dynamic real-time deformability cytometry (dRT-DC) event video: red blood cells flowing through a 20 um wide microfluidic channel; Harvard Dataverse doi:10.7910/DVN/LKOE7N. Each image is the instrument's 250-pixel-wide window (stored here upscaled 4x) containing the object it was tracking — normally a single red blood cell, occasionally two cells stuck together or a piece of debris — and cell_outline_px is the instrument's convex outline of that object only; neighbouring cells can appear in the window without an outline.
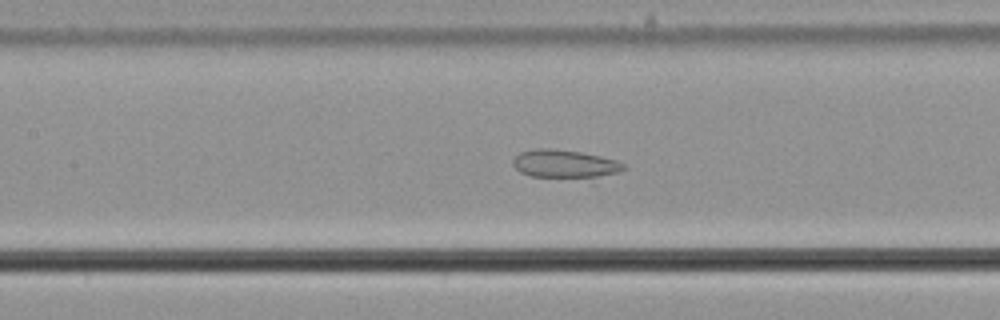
{"species": "common noctule bat (a hibernating species)", "species_latin": "Nyctalus noctula", "temperature_condition": "cold", "stored_images_in_passage": 23, "camera_frame_rate_fps": 3000, "um_per_image_px": 0.085, "animal": {"sex": "male", "body_mass_g": 21.5, "forearm_length_mm": 52.0}, "frame": {"image": 1, "passage_image": 7, "time_ms": 2.0, "image_size_px": [1000, 320], "cell_outline_px": [[628, 168], [620, 172], [592, 184], [532, 176], [520, 172], [512, 164], [512, 160], [520, 152], [536, 148], [552, 148], [580, 152], [600, 156], [616, 160], [624, 164]], "centroid_in_image_um": [48.15, 14.05], "position_along_channel_um": 159.2, "area_um2": 20.17}}
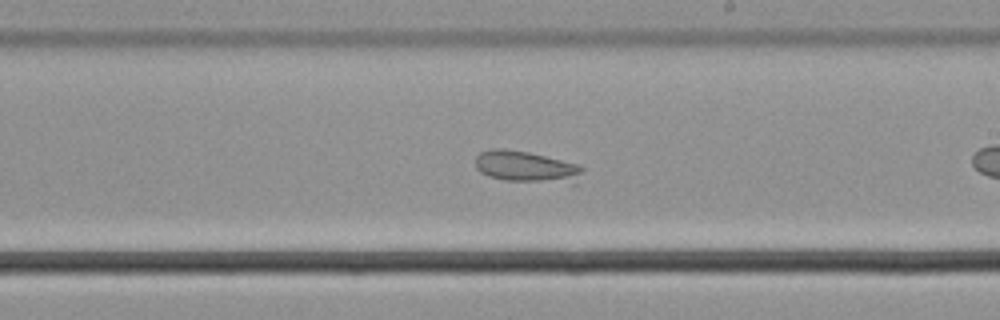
{"frame": {"image": 2, "passage_image": 14, "time_ms": 4.333, "image_size_px": [1000, 320], "cell_outline_px": [[584, 168], [576, 184], [572, 188], [504, 180], [488, 176], [480, 172], [476, 168], [476, 156], [480, 152], [492, 148], [504, 148], [528, 152], [580, 164]], "centroid_in_image_um": [44.88, 14.26], "position_along_channel_um": 244.1, "area_um2": 21.04}}
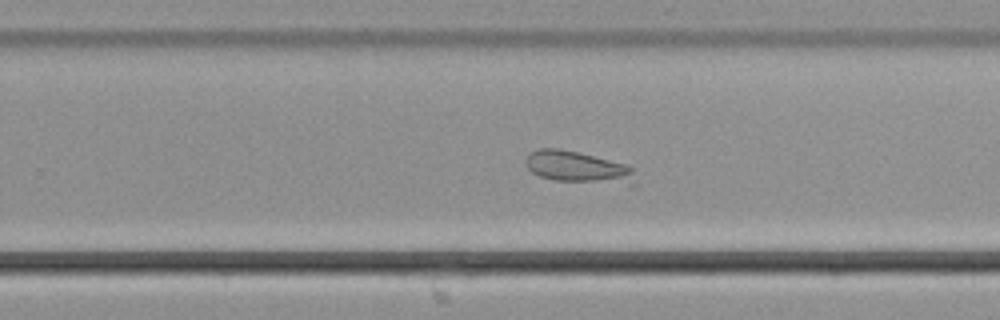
{"frame": {"image": 3, "passage_image": 17, "time_ms": 5.333, "image_size_px": [1000, 320], "cell_outline_px": [[636, 184], [632, 188], [556, 180], [540, 176], [532, 172], [524, 164], [524, 160], [532, 152], [540, 148], [560, 148], [628, 164], [632, 168]], "centroid_in_image_um": [49.25, 14.28], "position_along_channel_um": 280.5, "area_um2": 21.15}}